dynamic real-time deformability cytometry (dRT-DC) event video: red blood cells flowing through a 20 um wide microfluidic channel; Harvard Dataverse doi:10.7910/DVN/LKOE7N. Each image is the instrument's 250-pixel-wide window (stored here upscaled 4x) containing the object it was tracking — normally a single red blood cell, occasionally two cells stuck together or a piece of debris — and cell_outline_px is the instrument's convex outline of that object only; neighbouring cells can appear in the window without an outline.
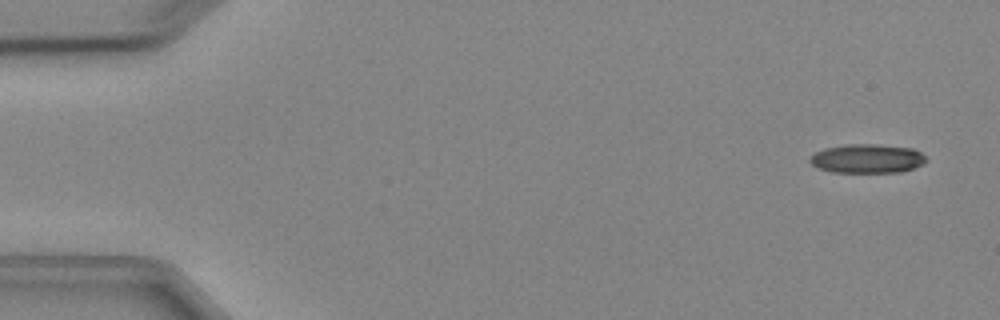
{"species": "Egyptian fruit bat (a non-hibernating species)", "species_latin": "Rousettus aegyptiacus", "temperature_condition": "cold", "stored_images_in_passage": 3, "camera_frame_rate_fps": 3000, "um_per_image_px": 0.085, "animal": {"sex": "female"}, "frame": {"image": 1, "passage_image": 1, "time_ms": 0.0, "image_size_px": [1000, 320], "cell_outline_px": [[928, 160], [924, 164], [900, 172], [832, 172], [816, 168], [808, 160], [816, 152], [824, 148], [848, 144], [880, 144], [912, 148], [920, 152]], "centroid_in_image_um": [73.71, 13.48], "position_along_channel_um": 11.3, "area_um2": 19.71}}